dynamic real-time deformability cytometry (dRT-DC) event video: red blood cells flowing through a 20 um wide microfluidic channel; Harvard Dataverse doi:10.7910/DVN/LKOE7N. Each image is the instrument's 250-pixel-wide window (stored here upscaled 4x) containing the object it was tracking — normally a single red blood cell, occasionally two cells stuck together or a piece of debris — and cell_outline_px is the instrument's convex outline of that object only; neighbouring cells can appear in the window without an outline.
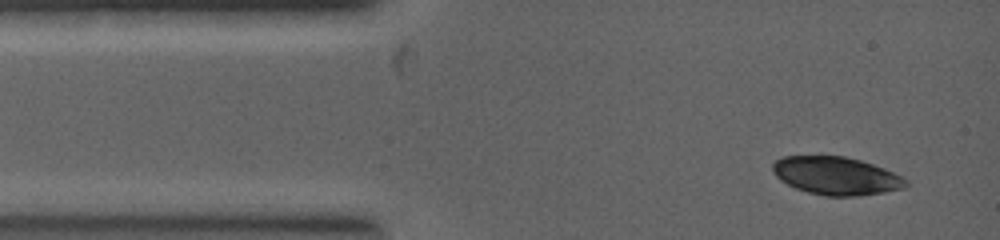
{"species": "common noctule bat (a hibernating species)", "species_latin": "Nyctalus noctula", "temperature_condition": "warm", "stored_images_in_passage": 3, "camera_frame_rate_fps": 5000, "um_per_image_px": 0.085, "animal": {"sex": "female", "body_mass_g": 19.0, "forearm_length_mm": 53.3}, "frame": {"image": 1, "passage_image": 1, "time_ms": 0.0, "image_size_px": [1000, 240], "cell_outline_px": [[908, 184], [904, 188], [884, 192], [856, 196], [824, 196], [808, 192], [796, 188], [780, 180], [776, 176], [772, 168], [772, 164], [776, 160], [784, 156], [844, 156], [860, 160], [884, 168], [908, 180]], "centroid_in_image_um": [71.07, 14.94], "position_along_channel_um": 13.9, "area_um2": 29.36}}